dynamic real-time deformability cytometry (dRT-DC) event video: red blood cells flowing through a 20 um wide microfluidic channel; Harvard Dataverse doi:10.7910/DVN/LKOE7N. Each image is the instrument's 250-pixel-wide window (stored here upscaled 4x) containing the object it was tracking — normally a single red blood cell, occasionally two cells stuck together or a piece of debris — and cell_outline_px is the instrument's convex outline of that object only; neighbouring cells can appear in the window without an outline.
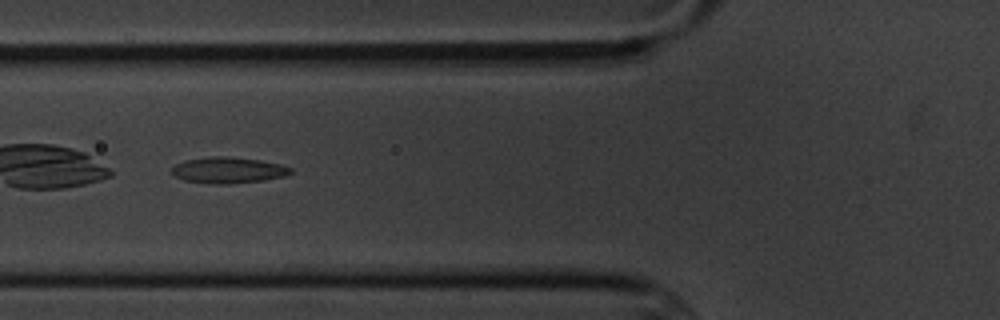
{"species": "common noctule bat (a hibernating species)", "species_latin": "Nyctalus noctula", "temperature_condition": "cold", "stored_images_in_passage": 7, "camera_frame_rate_fps": 3000, "um_per_image_px": 0.085, "animal": {"sex": "male", "body_mass_g": 20.1, "forearm_length_mm": 53.5}, "frame": {"image": 1, "passage_image": 7, "time_ms": 7.0, "image_size_px": [1000, 320], "cell_outline_px": [[292, 172], [284, 176], [264, 180], [228, 184], [216, 184], [184, 180], [172, 176], [172, 168], [176, 164], [184, 160], [208, 156], [224, 156], [260, 160], [280, 164], [292, 168]], "centroid_in_image_um": [19.37, 14.46], "position_along_channel_um": 106.4, "area_um2": 18.09}}